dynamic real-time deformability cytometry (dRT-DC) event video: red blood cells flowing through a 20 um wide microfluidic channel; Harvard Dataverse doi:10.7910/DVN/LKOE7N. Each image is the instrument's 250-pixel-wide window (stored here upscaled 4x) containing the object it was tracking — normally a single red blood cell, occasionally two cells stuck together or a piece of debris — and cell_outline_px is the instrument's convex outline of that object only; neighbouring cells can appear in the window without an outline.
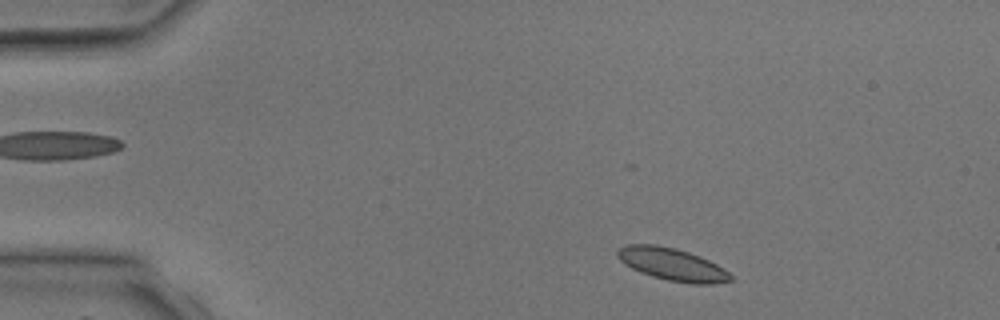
{"species": "common noctule bat (a hibernating species)", "species_latin": "Nyctalus noctula", "temperature_condition": "room temperature", "stored_images_in_passage": 2, "camera_frame_rate_fps": 3000, "um_per_image_px": 0.085, "animal": {"sex": "male", "body_mass_g": 17.9, "forearm_length_mm": 54.2}, "frame": {"image": 1, "passage_image": 1, "time_ms": 0.0, "image_size_px": [1000, 320], "cell_outline_px": [[736, 280], [712, 284], [692, 284], [668, 280], [652, 276], [640, 272], [624, 264], [616, 256], [616, 248], [628, 244], [656, 244], [676, 248], [700, 256], [724, 268]], "centroid_in_image_um": [57.13, 22.46], "position_along_channel_um": 27.9, "area_um2": 21.62}}